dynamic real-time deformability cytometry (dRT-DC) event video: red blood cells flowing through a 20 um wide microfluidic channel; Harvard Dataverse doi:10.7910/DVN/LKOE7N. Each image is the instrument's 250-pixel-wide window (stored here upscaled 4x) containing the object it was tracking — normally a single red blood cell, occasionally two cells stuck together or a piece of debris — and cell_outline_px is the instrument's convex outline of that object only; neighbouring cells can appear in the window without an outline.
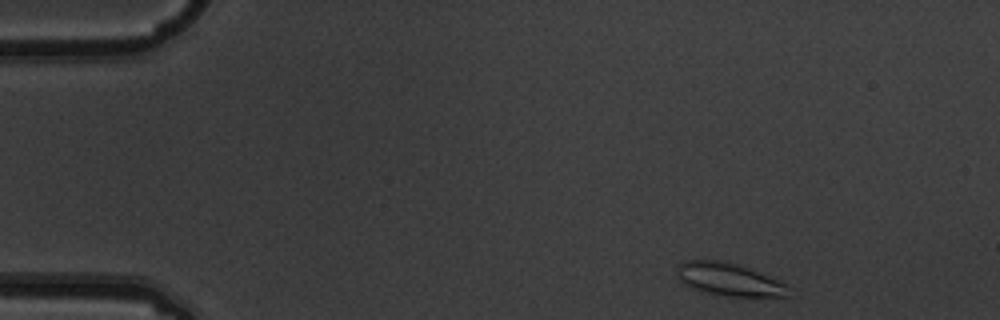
{"species": "common noctule bat (a hibernating species)", "species_latin": "Nyctalus noctula", "temperature_condition": "warm", "stored_images_in_passage": 5, "camera_frame_rate_fps": 3000, "um_per_image_px": 0.085, "animal": {"sex": "male", "body_mass_g": 19.5, "forearm_length_mm": 54.6}, "frame": {"image": 1, "passage_image": 1, "time_ms": 0.0, "image_size_px": [1000, 320], "cell_outline_px": [[788, 296], [724, 296], [692, 288], [684, 284], [676, 276], [676, 272], [680, 264], [688, 260], [724, 260], [748, 268], [788, 284]], "centroid_in_image_um": [61.95, 23.74], "position_along_channel_um": 23.1, "area_um2": 21.04}}
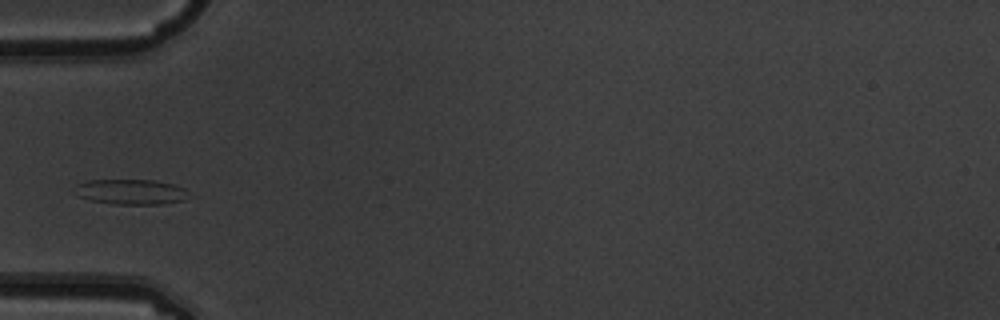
{"frame": {"image": 2, "passage_image": 4, "time_ms": 1.0, "image_size_px": [1000, 320], "cell_outline_px": [[184, 200], [160, 204], [112, 204], [92, 200], [80, 196], [72, 192], [72, 188], [76, 184], [88, 180], [156, 180], [176, 184], [184, 188]], "centroid_in_image_um": [11.04, 16.29], "position_along_channel_um": 74.0, "area_um2": 16.7}}
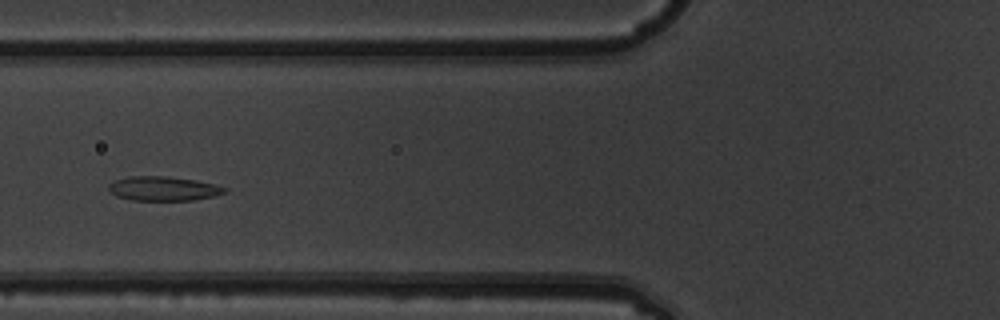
{"frame": {"image": 3, "passage_image": 5, "time_ms": 1.333, "image_size_px": [1000, 320], "cell_outline_px": [[228, 188], [224, 192], [216, 196], [192, 200], [132, 200], [116, 196], [108, 188], [108, 184], [116, 180], [128, 176], [164, 176], [196, 180]], "centroid_in_image_um": [13.87, 16.03], "position_along_channel_um": 111.9, "area_um2": 16.3}}